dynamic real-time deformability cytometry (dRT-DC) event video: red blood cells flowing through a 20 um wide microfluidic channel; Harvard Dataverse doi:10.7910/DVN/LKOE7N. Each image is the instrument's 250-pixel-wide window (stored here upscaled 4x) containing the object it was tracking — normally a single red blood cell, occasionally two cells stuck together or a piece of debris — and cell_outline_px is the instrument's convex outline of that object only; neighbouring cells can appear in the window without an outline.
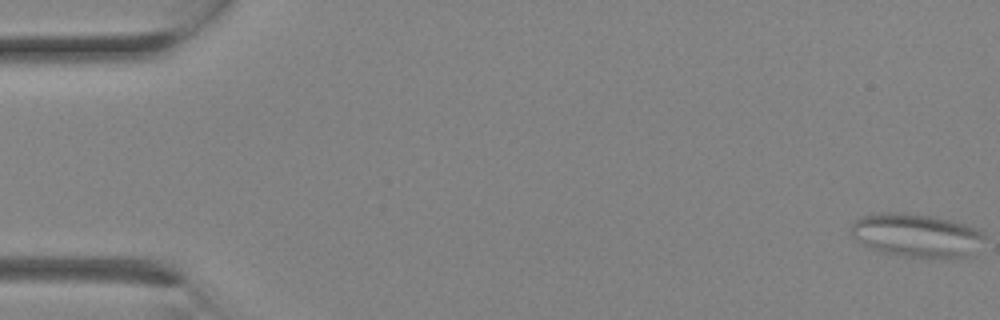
{"species": "Egyptian fruit bat (a non-hibernating species)", "species_latin": "Rousettus aegyptiacus", "temperature_condition": "room temperature", "stored_images_in_passage": 7, "camera_frame_rate_fps": 3000, "um_per_image_px": 0.085, "animal": {"sex": "female"}, "frame": {"image": 1, "passage_image": 1, "time_ms": 0.0, "image_size_px": [1000, 320], "cell_outline_px": [[984, 236], [972, 256], [904, 256], [884, 252], [868, 248], [856, 240], [852, 236], [852, 224], [860, 216], [880, 212], [904, 212], [936, 216], [956, 220], [968, 224], [984, 232]], "centroid_in_image_um": [77.89, 19.95], "position_along_channel_um": 7.1, "area_um2": 33.76}}